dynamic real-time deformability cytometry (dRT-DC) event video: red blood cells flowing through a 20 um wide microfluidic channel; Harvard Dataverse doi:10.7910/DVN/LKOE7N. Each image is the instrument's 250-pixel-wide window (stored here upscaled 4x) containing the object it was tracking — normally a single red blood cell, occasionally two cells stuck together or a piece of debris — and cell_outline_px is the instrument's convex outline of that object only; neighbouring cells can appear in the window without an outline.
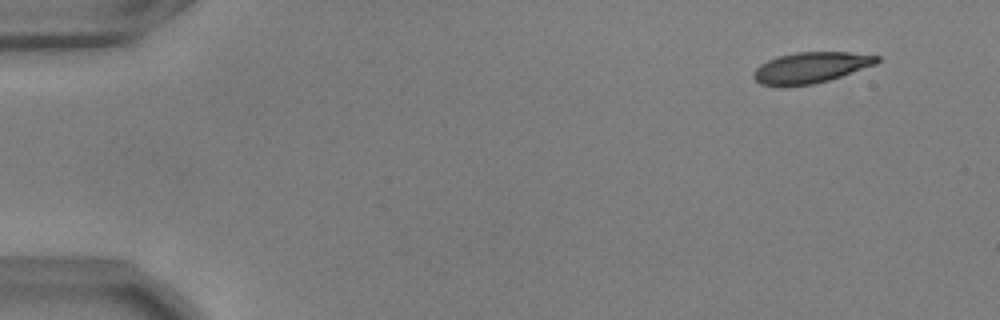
{"species": "common noctule bat (a hibernating species)", "species_latin": "Nyctalus noctula", "temperature_condition": "warm", "stored_images_in_passage": 52, "camera_frame_rate_fps": 3000, "um_per_image_px": 0.085, "animal": {"sex": "male", "body_mass_g": 17.9, "forearm_length_mm": 54.2}, "frame": {"image": 1, "passage_image": 1, "time_ms": 0.0, "image_size_px": [1000, 320], "cell_outline_px": [[880, 60], [876, 64], [828, 80], [812, 84], [760, 84], [752, 76], [752, 72], [760, 64], [768, 60], [780, 56], [796, 52], [848, 52], [880, 56]], "centroid_in_image_um": [68.93, 5.71], "position_along_channel_um": 16.1, "area_um2": 21.62}}
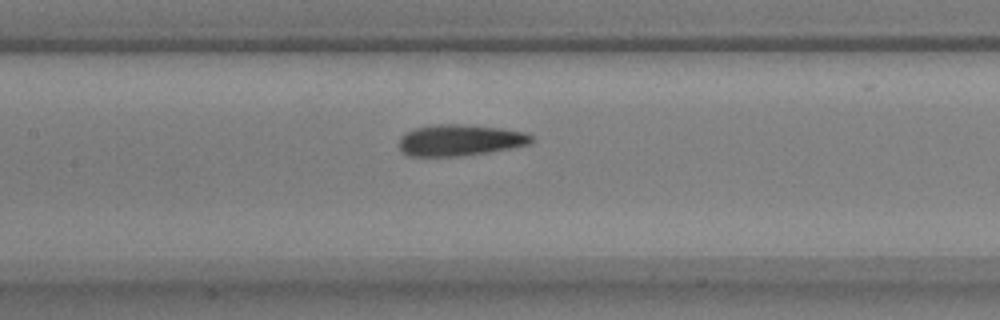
{"frame": {"image": 2, "passage_image": 23, "time_ms": 7.333, "image_size_px": [1000, 320], "cell_outline_px": [[536, 140], [532, 144], [492, 152], [460, 156], [408, 156], [400, 148], [400, 136], [416, 128], [432, 124], [464, 124], [504, 128], [528, 132]], "centroid_in_image_um": [39.2, 11.91], "position_along_channel_um": 168.2, "area_um2": 24.57}}
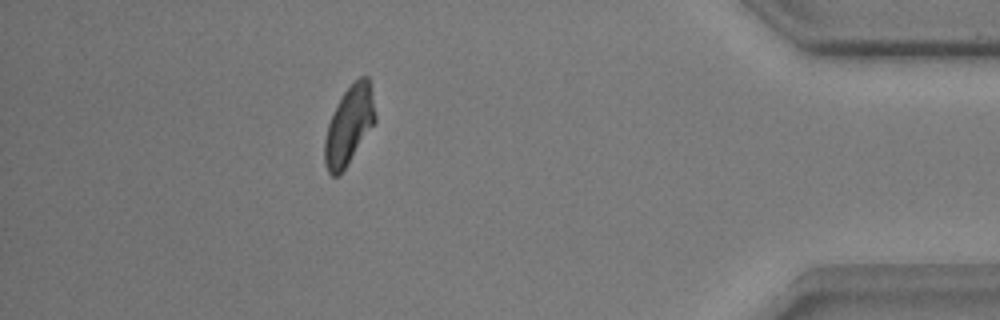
{"frame": {"image": 3, "passage_image": 46, "time_ms": 15.0, "image_size_px": [1000, 320], "cell_outline_px": [[376, 120], [344, 168], [336, 176], [332, 176], [328, 172], [324, 164], [324, 140], [328, 124], [344, 92], [360, 76], [368, 76], [376, 116]], "centroid_in_image_um": [29.65, 10.66], "position_along_channel_um": 405.5, "area_um2": 22.25}, "authors_computed_cell_mechanics": {"area_um2": 23.698, "velocity_mm_per_s": 3.6524, "shape_relaxation_time_tau1_ms": 5.1344, "shape_relaxation_time_tau2_ms": 3.0182, "deformation_change_tau1": 0.1522, "deformation_change_tau2": 0.0932}}